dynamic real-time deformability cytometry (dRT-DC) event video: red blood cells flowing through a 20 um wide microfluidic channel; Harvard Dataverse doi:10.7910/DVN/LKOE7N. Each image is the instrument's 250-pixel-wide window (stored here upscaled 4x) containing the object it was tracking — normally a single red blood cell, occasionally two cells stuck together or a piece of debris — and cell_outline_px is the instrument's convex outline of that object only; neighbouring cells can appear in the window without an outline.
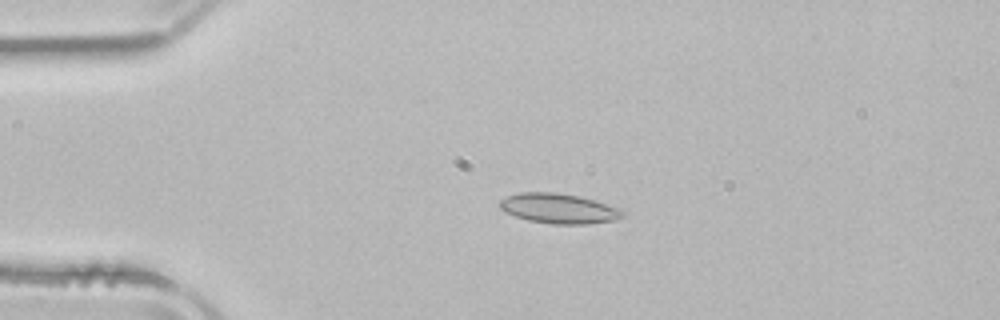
{"species": "common noctule bat (a hibernating species)", "species_latin": "Nyctalus noctula", "temperature_condition": "room temperature", "stored_images_in_passage": 52, "camera_frame_rate_fps": 3000, "um_per_image_px": 0.085, "animal": {"sex": "male", "body_mass_g": 21.5, "forearm_length_mm": 52.0}, "frame": {"image": 1, "passage_image": 12, "time_ms": 3.667, "image_size_px": [1000, 320], "cell_outline_px": [[624, 216], [616, 220], [588, 224], [552, 224], [528, 220], [504, 212], [500, 208], [500, 200], [508, 196], [520, 192], [556, 192], [580, 196], [620, 208], [624, 212]], "centroid_in_image_um": [47.51, 17.72], "position_along_channel_um": 37.5, "area_um2": 21.5}}
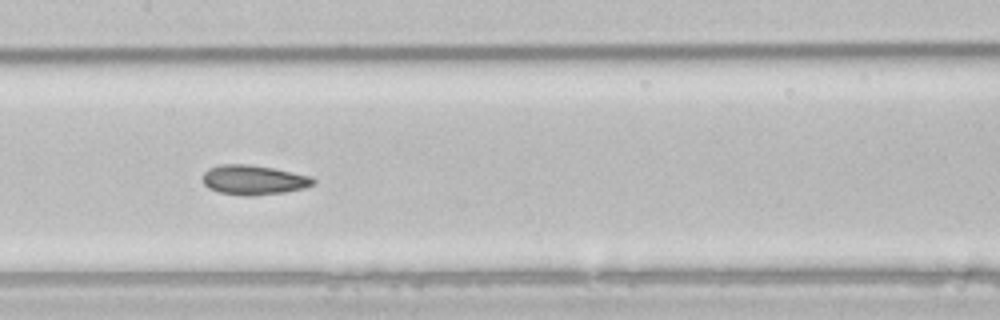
{"frame": {"image": 2, "passage_image": 26, "time_ms": 8.333, "image_size_px": [1000, 320], "cell_outline_px": [[316, 184], [304, 188], [284, 192], [256, 196], [244, 196], [220, 192], [208, 188], [204, 184], [204, 172], [208, 168], [220, 164], [248, 164], [272, 168], [312, 176], [316, 180]], "centroid_in_image_um": [21.58, 15.3], "position_along_channel_um": 185.8, "area_um2": 19.19}}
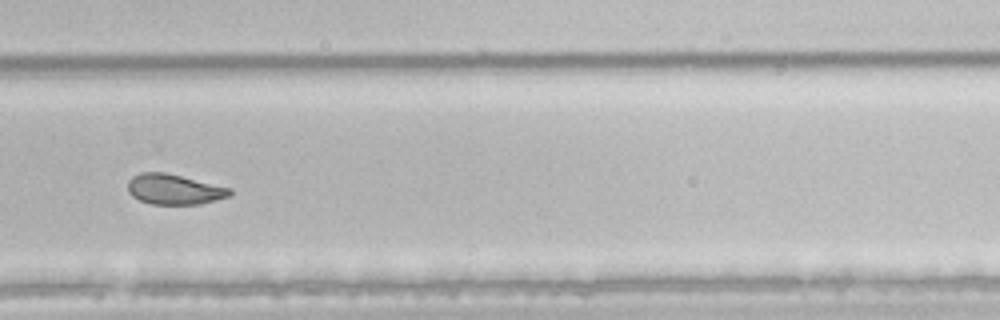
{"frame": {"image": 3, "passage_image": 36, "time_ms": 11.667, "image_size_px": [1000, 320], "cell_outline_px": [[232, 196], [200, 204], [152, 204], [140, 200], [132, 196], [128, 192], [128, 180], [132, 176], [140, 172], [164, 172], [232, 188]], "centroid_in_image_um": [14.81, 16.09], "position_along_channel_um": 315.0, "area_um2": 18.09}, "authors_computed_cell_mechanics": {"area_um2": 20.0566, "velocity_mm_per_s": 3.8948, "shape_relaxation_time_tau1_ms": 5.9949, "shape_relaxation_time_tau2_ms": 1.7418, "deformation_change_tau1": 0.1179, "deformation_change_tau2": 0.064}}